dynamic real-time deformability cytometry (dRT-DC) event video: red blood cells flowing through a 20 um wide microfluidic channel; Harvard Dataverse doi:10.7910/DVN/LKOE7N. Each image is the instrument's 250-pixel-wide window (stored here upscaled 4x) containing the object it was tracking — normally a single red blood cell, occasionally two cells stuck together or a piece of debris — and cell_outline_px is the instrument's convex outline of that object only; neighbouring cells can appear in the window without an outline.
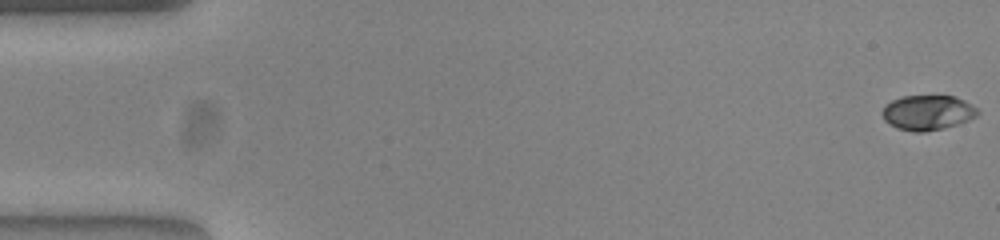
{"species": "common noctule bat (a hibernating species)", "species_latin": "Nyctalus noctula", "temperature_condition": "warm", "stored_images_in_passage": 53, "camera_frame_rate_fps": 3000, "um_per_image_px": 0.085, "animal": {"sex": "female", "body_mass_g": 23.0, "forearm_length_mm": 53.4}, "frame": {"image": 1, "passage_image": 1, "time_ms": 0.0, "image_size_px": [1000, 240], "cell_outline_px": [[980, 112], [976, 116], [968, 120], [944, 128], [924, 132], [912, 132], [896, 128], [884, 120], [880, 112], [884, 104], [892, 100], [904, 96], [956, 96], [964, 100], [976, 108]], "centroid_in_image_um": [78.8, 9.57], "position_along_channel_um": 6.2, "area_um2": 19.54}}
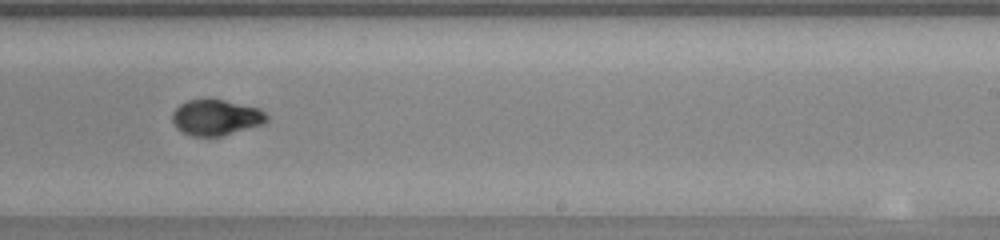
{"frame": {"image": 2, "passage_image": 33, "time_ms": 10.667, "image_size_px": [1000, 240], "cell_outline_px": [[268, 120], [264, 124], [220, 136], [192, 136], [176, 128], [172, 120], [172, 112], [180, 104], [188, 100], [208, 96], [260, 108], [268, 116]], "centroid_in_image_um": [18.35, 9.94], "position_along_channel_um": 270.6, "area_um2": 20.11}}
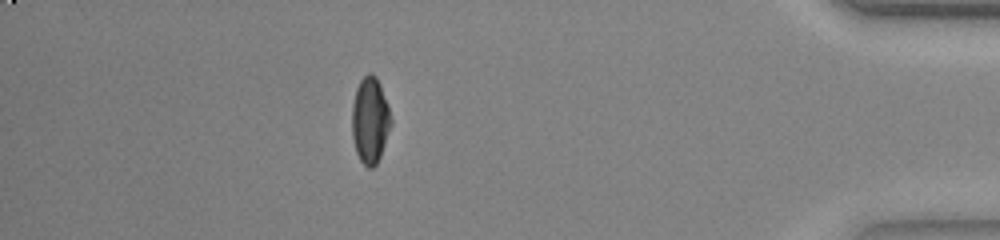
{"frame": {"image": 3, "passage_image": 47, "time_ms": 15.333, "image_size_px": [1000, 240], "cell_outline_px": [[392, 124], [380, 156], [376, 164], [372, 168], [368, 168], [360, 160], [356, 152], [352, 136], [352, 104], [356, 88], [360, 80], [368, 72], [372, 72], [376, 76], [380, 84], [388, 104], [392, 120]], "centroid_in_image_um": [31.46, 10.2], "position_along_channel_um": 403.7, "area_um2": 19.77}, "authors_computed_cell_mechanics": {"area_um2": 19.5364, "velocity_mm_per_s": 3.8836, "shape_relaxation_time_tau1_ms": 7.1496, "shape_relaxation_time_tau2_ms": 0.9636, "deformation_change_tau1": 0.2479, "deformation_change_tau2": 0.0347}}